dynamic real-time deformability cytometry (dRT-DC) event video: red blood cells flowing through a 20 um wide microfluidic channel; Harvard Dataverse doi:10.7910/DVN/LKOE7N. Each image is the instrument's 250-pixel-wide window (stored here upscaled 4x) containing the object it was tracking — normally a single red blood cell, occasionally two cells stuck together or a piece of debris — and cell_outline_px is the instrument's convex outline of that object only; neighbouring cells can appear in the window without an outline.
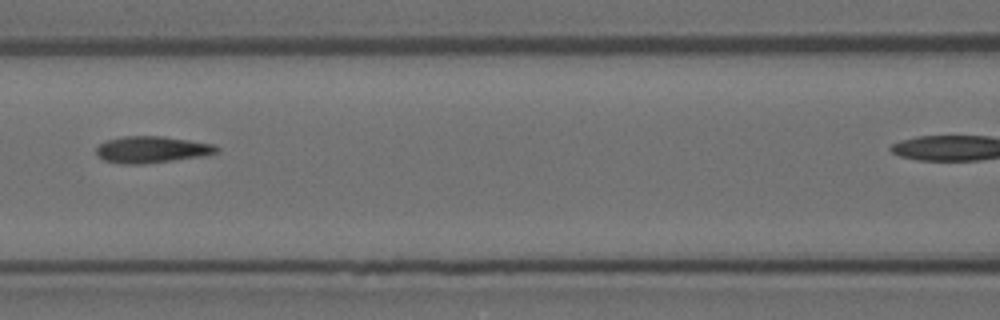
{"species": "Egyptian fruit bat (a non-hibernating species)", "species_latin": "Rousettus aegyptiacus", "temperature_condition": "room temperature", "stored_images_in_passage": 4, "camera_frame_rate_fps": 3000, "um_per_image_px": 0.085, "animal": {"sex": "female"}, "frame": {"image": 1, "passage_image": 3, "time_ms": 0.667, "image_size_px": [1000, 320], "cell_outline_px": [[220, 148], [216, 152], [204, 156], [144, 164], [120, 164], [104, 160], [96, 156], [96, 148], [100, 144], [108, 140], [124, 136], [164, 136], [216, 144]], "centroid_in_image_um": [12.91, 12.71], "position_along_channel_um": 153.7, "area_um2": 18.84}}